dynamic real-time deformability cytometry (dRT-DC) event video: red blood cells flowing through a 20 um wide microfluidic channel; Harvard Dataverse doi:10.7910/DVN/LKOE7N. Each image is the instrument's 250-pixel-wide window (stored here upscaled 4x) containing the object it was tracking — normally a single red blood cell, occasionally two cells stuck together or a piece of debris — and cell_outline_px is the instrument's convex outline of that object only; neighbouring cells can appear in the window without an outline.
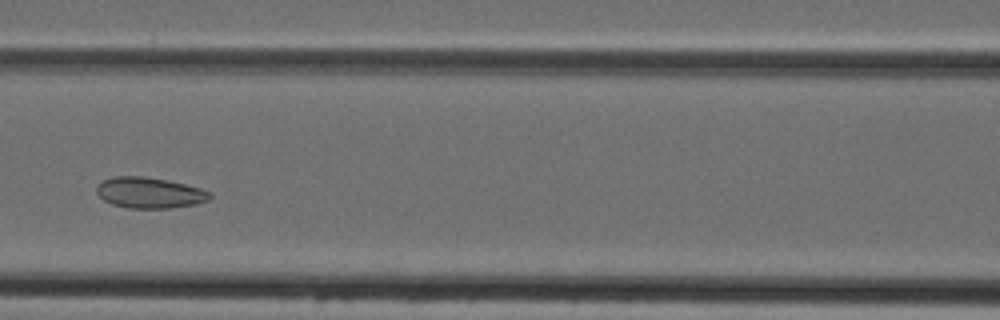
{"species": "Egyptian fruit bat (a non-hibernating species)", "species_latin": "Rousettus aegyptiacus", "temperature_condition": "cold", "stored_images_in_passage": 4, "camera_frame_rate_fps": 3000, "um_per_image_px": 0.085, "animal": {"sex": "female"}, "frame": {"image": 1, "passage_image": 4, "time_ms": 3.667, "image_size_px": [1000, 320], "cell_outline_px": [[212, 196], [208, 200], [196, 204], [172, 208], [128, 208], [112, 204], [104, 200], [96, 192], [96, 184], [100, 180], [116, 176], [144, 176], [168, 180], [200, 188], [212, 192]], "centroid_in_image_um": [12.69, 16.38], "position_along_channel_um": 153.9, "area_um2": 20.58}}